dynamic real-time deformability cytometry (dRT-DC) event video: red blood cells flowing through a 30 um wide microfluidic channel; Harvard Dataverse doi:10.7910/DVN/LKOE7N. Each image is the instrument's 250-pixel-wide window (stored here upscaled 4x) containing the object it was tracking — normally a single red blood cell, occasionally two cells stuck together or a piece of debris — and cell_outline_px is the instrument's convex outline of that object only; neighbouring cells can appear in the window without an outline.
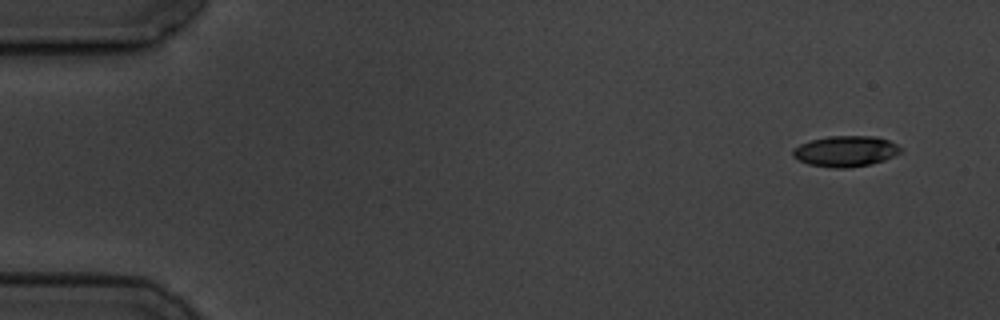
{"species": "common noctule bat (a hibernating species)", "species_latin": "Nyctalus noctula", "temperature_condition": "cold", "stored_images_in_passage": 6, "camera_frame_rate_fps": 3000, "um_per_image_px": 0.085, "animal": {"sex": "male", "body_mass_g": 19.5, "forearm_length_mm": 54.6}, "frame": {"image": 1, "passage_image": 1, "time_ms": 0.0, "image_size_px": [1000, 320], "cell_outline_px": [[904, 148], [900, 152], [884, 160], [872, 164], [848, 168], [832, 168], [808, 164], [792, 156], [792, 148], [800, 144], [812, 140], [828, 136], [876, 136], [888, 140]], "centroid_in_image_um": [71.87, 12.85], "position_along_channel_um": 13.1, "area_um2": 19.42}}
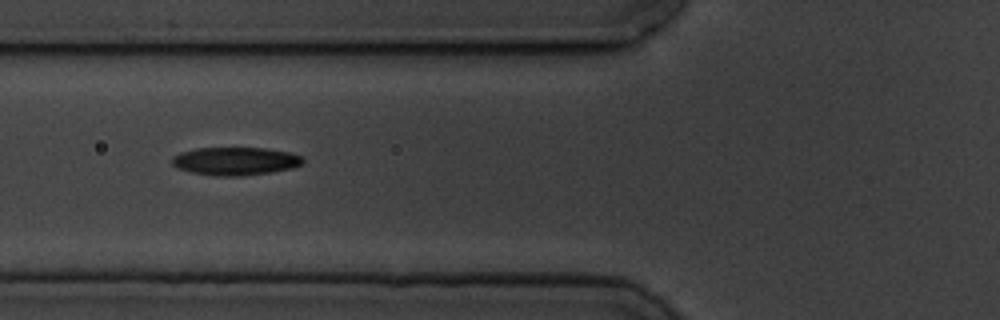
{"frame": {"image": 2, "passage_image": 6, "time_ms": 6.0, "image_size_px": [1000, 320], "cell_outline_px": [[304, 164], [292, 168], [272, 172], [236, 176], [216, 176], [192, 172], [176, 168], [172, 164], [172, 156], [180, 152], [196, 148], [264, 148], [288, 152], [304, 156]], "centroid_in_image_um": [20.01, 13.69], "position_along_channel_um": 105.8, "area_um2": 21.5}}